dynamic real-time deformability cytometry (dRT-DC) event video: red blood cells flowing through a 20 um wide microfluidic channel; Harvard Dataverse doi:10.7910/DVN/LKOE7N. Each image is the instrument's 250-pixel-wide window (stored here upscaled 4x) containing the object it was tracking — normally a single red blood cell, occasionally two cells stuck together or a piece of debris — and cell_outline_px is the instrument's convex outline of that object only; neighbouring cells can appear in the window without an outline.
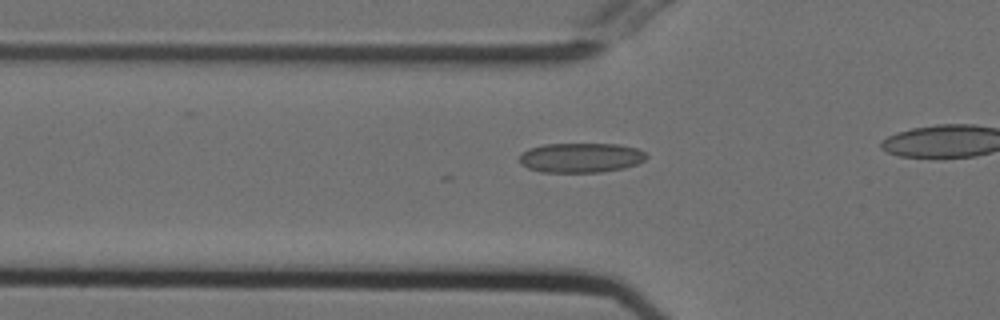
{"species": "Egyptian fruit bat (a non-hibernating species)", "species_latin": "Rousettus aegyptiacus", "temperature_condition": "cold", "stored_images_in_passage": 20, "camera_frame_rate_fps": 3000, "um_per_image_px": 0.085, "animal": {"sex": "female"}, "frame": {"image": 1, "passage_image": 11, "time_ms": 3.333, "image_size_px": [1000, 320], "cell_outline_px": [[648, 156], [644, 160], [636, 164], [624, 168], [600, 172], [540, 172], [528, 168], [520, 164], [520, 156], [528, 148], [544, 144], [616, 144], [636, 148], [644, 152]], "centroid_in_image_um": [49.35, 13.4], "position_along_channel_um": 76.4, "area_um2": 21.91}}
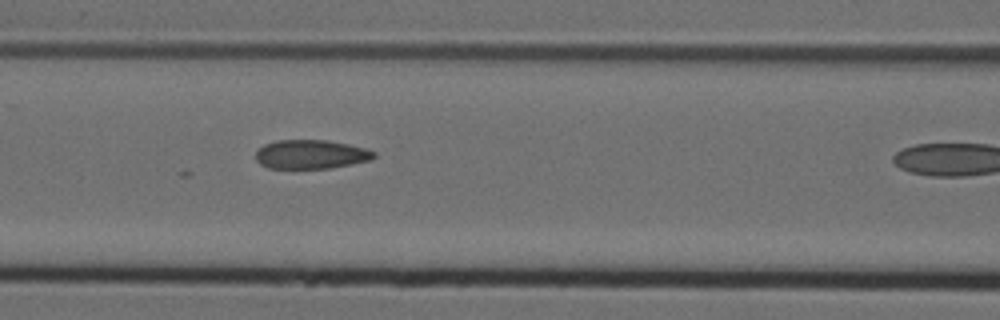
{"frame": {"image": 2, "passage_image": 16, "time_ms": 5.0, "image_size_px": [1000, 320], "cell_outline_px": [[376, 156], [368, 160], [328, 168], [268, 168], [260, 164], [256, 160], [256, 152], [264, 144], [276, 140], [328, 140], [348, 144], [364, 148], [376, 152]], "centroid_in_image_um": [26.39, 13.11], "position_along_channel_um": 140.2, "area_um2": 19.77}}